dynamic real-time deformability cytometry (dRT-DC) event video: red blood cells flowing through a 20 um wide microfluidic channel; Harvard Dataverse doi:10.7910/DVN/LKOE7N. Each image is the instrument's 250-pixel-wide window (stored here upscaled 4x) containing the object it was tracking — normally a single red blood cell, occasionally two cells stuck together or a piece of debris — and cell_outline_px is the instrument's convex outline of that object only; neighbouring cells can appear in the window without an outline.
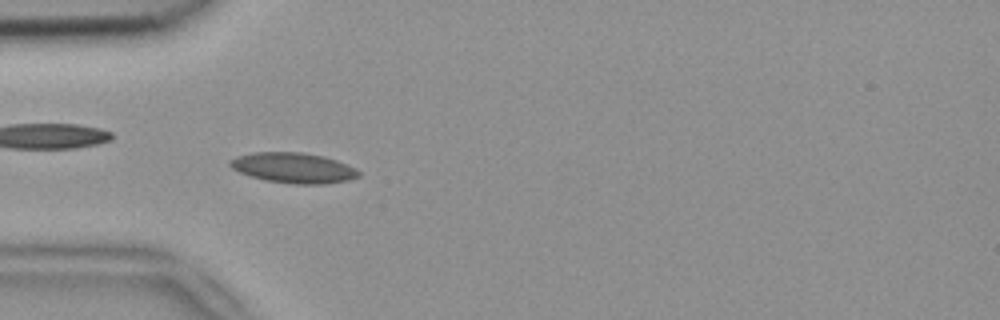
{"species": "common noctule bat (a hibernating species)", "species_latin": "Nyctalus noctula", "temperature_condition": "room temperature", "stored_images_in_passage": 52, "camera_frame_rate_fps": 3000, "um_per_image_px": 0.085, "animal": {"sex": "female", "body_mass_g": 18.4}, "frame": {"image": 1, "passage_image": 15, "time_ms": 4.667, "image_size_px": [1000, 320], "cell_outline_px": [[360, 176], [348, 180], [324, 184], [292, 184], [264, 180], [240, 172], [232, 168], [228, 164], [228, 160], [236, 156], [252, 152], [300, 152], [324, 156], [336, 160], [356, 168], [360, 172]], "centroid_in_image_um": [24.93, 14.26], "position_along_channel_um": 60.1, "area_um2": 22.83}}
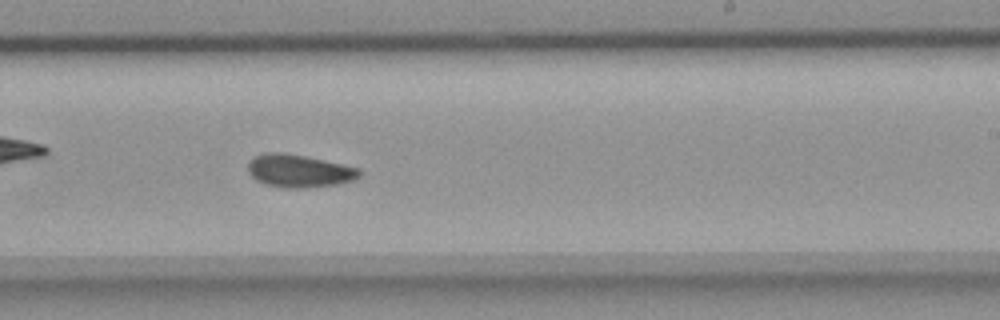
{"frame": {"image": 2, "passage_image": 31, "time_ms": 10.0, "image_size_px": [1000, 320], "cell_outline_px": [[364, 172], [356, 180], [336, 184], [304, 188], [284, 188], [264, 184], [256, 180], [248, 172], [248, 160], [256, 156], [268, 152], [284, 152], [324, 160], [360, 168]], "centroid_in_image_um": [25.44, 14.53], "position_along_channel_um": 263.6, "area_um2": 21.5}}
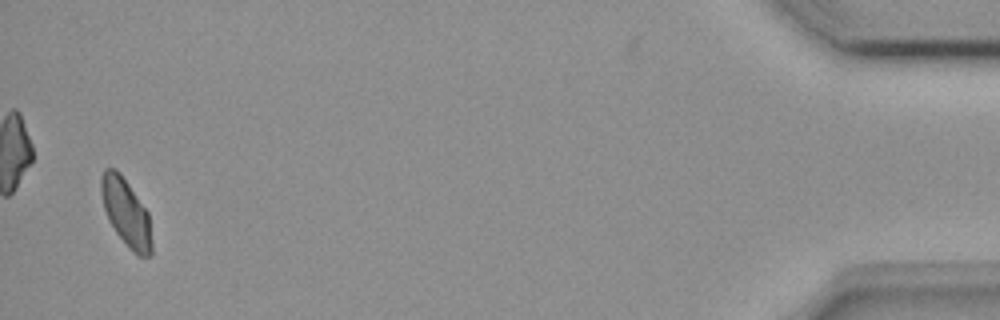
{"frame": {"image": 3, "passage_image": 50, "time_ms": 16.333, "image_size_px": [1000, 320], "cell_outline_px": [[152, 252], [148, 256], [136, 256], [128, 248], [116, 232], [108, 220], [104, 208], [100, 192], [100, 176], [104, 168], [116, 168], [120, 172], [148, 212], [152, 244]], "centroid_in_image_um": [10.69, 18.05], "position_along_channel_um": 424.5, "area_um2": 20.06}, "authors_computed_cell_mechanics": {"area_um2": 20.6057, "velocity_mm_per_s": 3.8757, "shape_relaxation_time_tau1_ms": 5.8804, "shape_relaxation_time_tau2_ms": 1.9365, "deformation_change_tau1": 0.0994, "deformation_change_tau2": 0.0507}}